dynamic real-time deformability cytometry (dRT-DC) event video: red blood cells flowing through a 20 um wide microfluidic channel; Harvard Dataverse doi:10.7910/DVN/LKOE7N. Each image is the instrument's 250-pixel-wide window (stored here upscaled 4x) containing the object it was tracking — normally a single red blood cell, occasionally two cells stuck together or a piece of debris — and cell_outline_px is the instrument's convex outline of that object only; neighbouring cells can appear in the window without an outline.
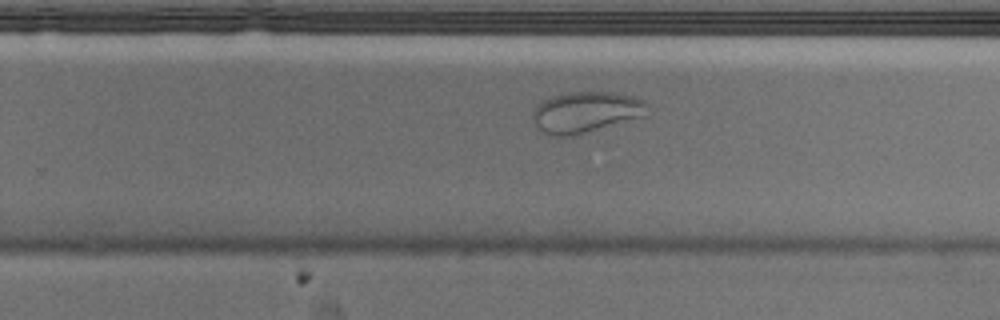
{"species": "Egyptian fruit bat (a non-hibernating species)", "species_latin": "Rousettus aegyptiacus", "temperature_condition": "cold", "stored_images_in_passage": 48, "camera_frame_rate_fps": 3000, "um_per_image_px": 0.085, "animal": {"sex": "male"}, "frame": {"image": 1, "passage_image": 28, "time_ms": 9.0, "image_size_px": [1000, 320], "cell_outline_px": [[648, 116], [580, 136], [548, 136], [540, 132], [536, 128], [532, 120], [532, 112], [536, 104], [552, 96], [568, 92], [616, 92], [644, 100], [648, 104]], "centroid_in_image_um": [49.81, 9.58], "position_along_channel_um": 280.0, "area_um2": 28.61}}